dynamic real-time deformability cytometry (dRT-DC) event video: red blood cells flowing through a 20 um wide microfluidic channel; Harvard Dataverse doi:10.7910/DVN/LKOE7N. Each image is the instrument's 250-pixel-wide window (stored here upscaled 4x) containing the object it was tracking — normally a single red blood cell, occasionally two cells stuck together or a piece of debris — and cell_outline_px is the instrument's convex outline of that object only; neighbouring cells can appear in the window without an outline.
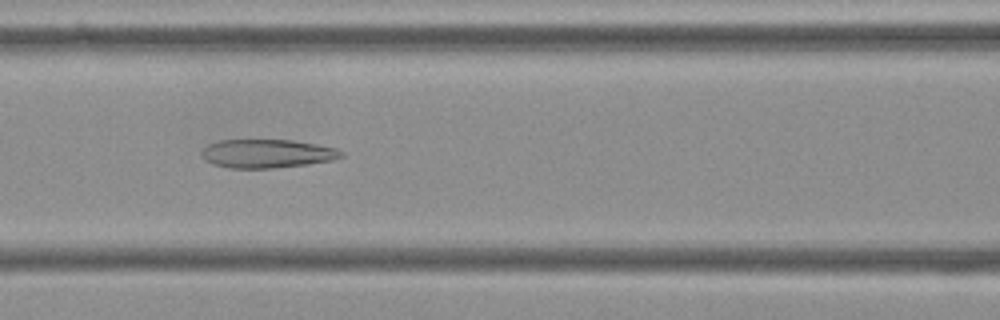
{"species": "Egyptian fruit bat (a non-hibernating species)", "species_latin": "Rousettus aegyptiacus", "temperature_condition": "cold", "stored_images_in_passage": 56, "camera_frame_rate_fps": 3000, "um_per_image_px": 0.085, "frame": {"image": 1, "passage_image": 24, "time_ms": 7.667, "image_size_px": [1000, 320], "cell_outline_px": [[344, 156], [332, 160], [308, 164], [272, 168], [228, 168], [212, 164], [204, 160], [200, 152], [208, 144], [220, 140], [292, 140], [316, 144], [336, 148], [344, 152]], "centroid_in_image_um": [22.68, 13.06], "position_along_channel_um": 143.9, "area_um2": 23.35}}
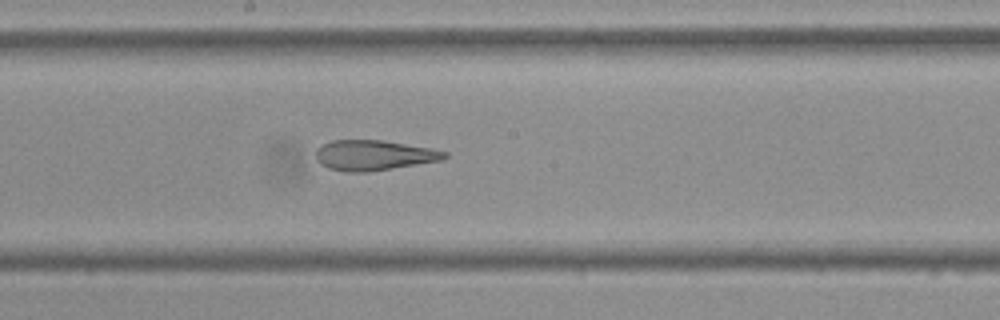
{"frame": {"image": 2, "passage_image": 30, "time_ms": 9.667, "image_size_px": [1000, 320], "cell_outline_px": [[448, 156], [444, 160], [368, 172], [348, 172], [328, 168], [320, 164], [316, 160], [316, 148], [320, 144], [332, 140], [380, 140], [432, 148], [448, 152]], "centroid_in_image_um": [31.77, 13.19], "position_along_channel_um": 216.4, "area_um2": 22.89}}
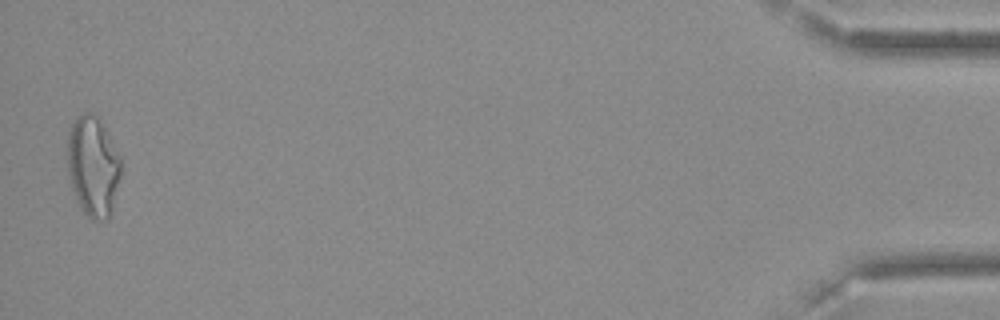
{"frame": {"image": 3, "passage_image": 55, "time_ms": 18.0, "image_size_px": [1000, 320], "cell_outline_px": [[120, 176], [112, 208], [108, 220], [92, 220], [80, 208], [72, 188], [68, 176], [68, 128], [80, 112], [92, 112], [96, 116], [104, 128], [120, 156]], "centroid_in_image_um": [7.88, 14.13], "position_along_channel_um": 427.3, "area_um2": 31.1}, "authors_computed_cell_mechanics": {"area_um2": 27.2816, "velocity_mm_per_s": 3.6232, "shape_relaxation_time_tau1_ms": null, "shape_relaxation_time_tau2_ms": 3.8064, "deformation_change_tau1": null, "deformation_change_tau2": 0.1452}}